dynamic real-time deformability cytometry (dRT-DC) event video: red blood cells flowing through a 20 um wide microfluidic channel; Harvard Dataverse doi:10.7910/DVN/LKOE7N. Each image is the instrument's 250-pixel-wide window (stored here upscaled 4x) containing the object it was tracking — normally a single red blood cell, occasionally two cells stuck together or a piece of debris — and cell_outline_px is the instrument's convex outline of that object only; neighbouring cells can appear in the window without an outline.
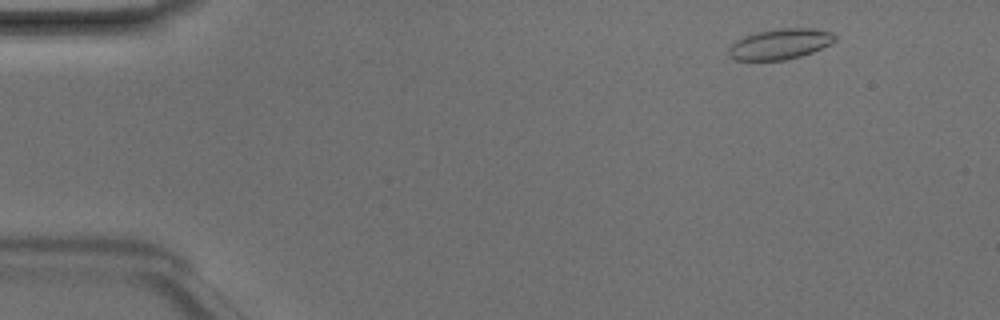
{"species": "Egyptian fruit bat (a non-hibernating species)", "species_latin": "Rousettus aegyptiacus", "temperature_condition": "room temperature", "stored_images_in_passage": 9, "camera_frame_rate_fps": 3000, "um_per_image_px": 0.085, "animal": {"sex": "male"}, "frame": {"image": 1, "passage_image": 1, "time_ms": 0.0, "image_size_px": [1000, 320], "cell_outline_px": [[836, 40], [812, 52], [800, 56], [784, 60], [736, 60], [728, 52], [728, 48], [736, 40], [744, 36], [756, 32], [776, 28], [812, 28], [832, 32], [836, 36]], "centroid_in_image_um": [66.3, 3.73], "position_along_channel_um": 18.7, "area_um2": 18.79}}